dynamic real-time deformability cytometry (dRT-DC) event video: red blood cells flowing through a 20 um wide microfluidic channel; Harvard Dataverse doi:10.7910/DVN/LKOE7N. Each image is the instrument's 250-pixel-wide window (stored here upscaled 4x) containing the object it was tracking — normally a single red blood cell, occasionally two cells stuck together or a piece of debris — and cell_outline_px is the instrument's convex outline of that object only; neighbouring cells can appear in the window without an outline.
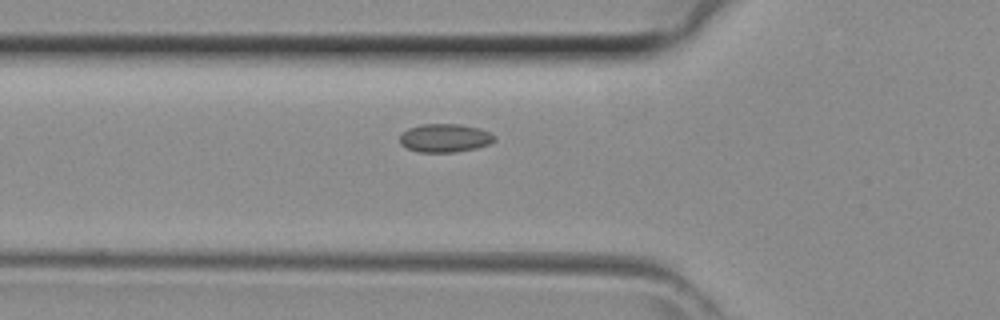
{"species": "common noctule bat (a hibernating species)", "species_latin": "Nyctalus noctula", "temperature_condition": "room temperature", "stored_images_in_passage": 32, "camera_frame_rate_fps": 3000, "um_per_image_px": 0.085, "animal": {"sex": "female", "body_mass_g": 29.2, "forearm_length_mm": 56.3}, "frame": {"image": 1, "passage_image": 9, "time_ms": 2.667, "image_size_px": [1000, 320], "cell_outline_px": [[496, 140], [488, 144], [476, 148], [456, 152], [416, 152], [400, 144], [400, 136], [408, 128], [420, 124], [460, 124], [480, 128], [496, 136]], "centroid_in_image_um": [37.82, 11.73], "position_along_channel_um": 88.0, "area_um2": 15.72}}
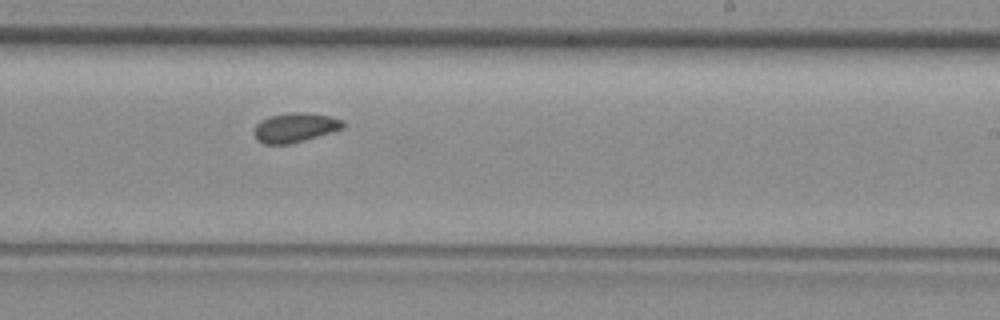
{"frame": {"image": 2, "passage_image": 20, "time_ms": 6.333, "image_size_px": [1000, 320], "cell_outline_px": [[344, 128], [304, 140], [288, 144], [264, 144], [256, 140], [252, 132], [256, 124], [260, 120], [268, 116], [292, 112], [304, 112], [328, 116], [340, 120], [344, 124]], "centroid_in_image_um": [24.99, 10.84], "position_along_channel_um": 264.0, "area_um2": 15.2}}
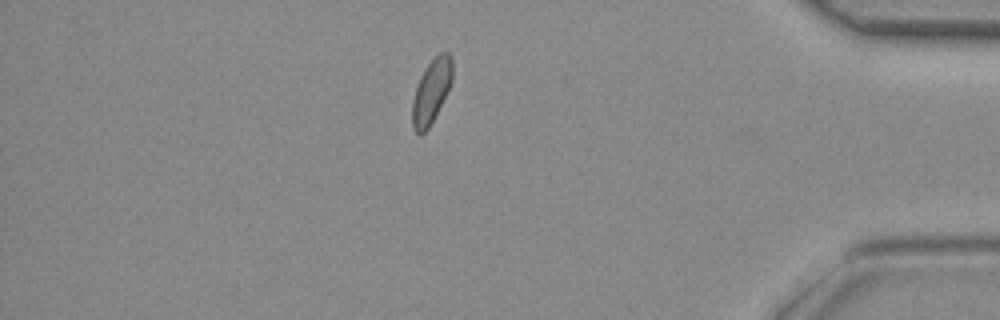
{"frame": {"image": 3, "passage_image": 31, "time_ms": 10.0, "image_size_px": [1000, 320], "cell_outline_px": [[452, 80], [428, 128], [420, 136], [412, 128], [412, 100], [420, 76], [428, 64], [440, 52], [448, 52], [452, 60]], "centroid_in_image_um": [36.63, 7.76], "position_along_channel_um": 398.6, "area_um2": 14.51}}